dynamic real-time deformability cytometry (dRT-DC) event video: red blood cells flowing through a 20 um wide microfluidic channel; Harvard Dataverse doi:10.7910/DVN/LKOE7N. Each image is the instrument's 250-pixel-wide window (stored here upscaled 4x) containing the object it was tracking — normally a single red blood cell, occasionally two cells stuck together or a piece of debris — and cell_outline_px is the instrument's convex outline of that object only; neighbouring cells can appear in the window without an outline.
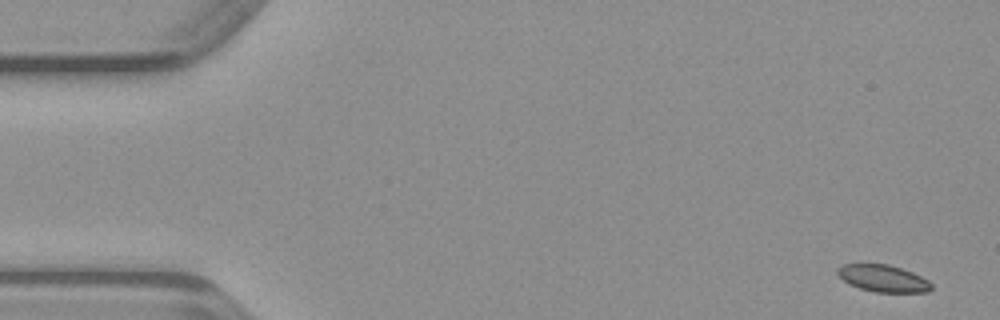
{"species": "common noctule bat (a hibernating species)", "species_latin": "Nyctalus noctula", "temperature_condition": "warm", "stored_images_in_passage": 49, "camera_frame_rate_fps": 3000, "um_per_image_px": 0.085, "animal": {"sex": "male", "body_mass_g": 23.1, "forearm_length_mm": 52.7}, "frame": {"image": 1, "passage_image": 1, "time_ms": 0.0, "image_size_px": [1000, 320], "cell_outline_px": [[932, 288], [928, 292], [876, 292], [860, 288], [848, 284], [836, 272], [836, 268], [844, 264], [888, 264], [912, 272], [928, 280], [932, 284]], "centroid_in_image_um": [75.06, 23.66], "position_along_channel_um": 9.9, "area_um2": 14.68}}
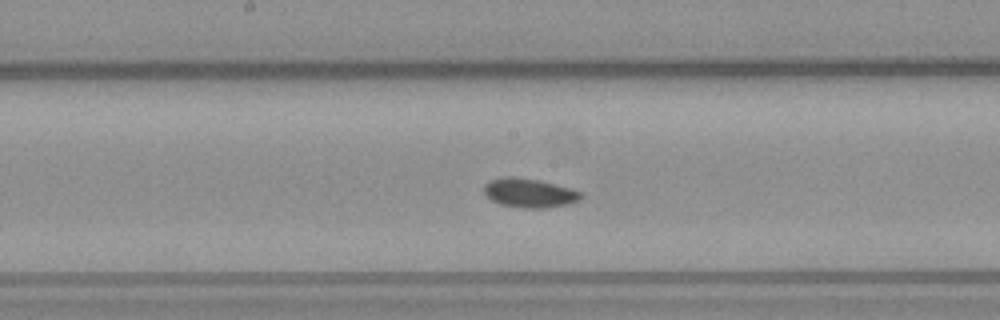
{"frame": {"image": 2, "passage_image": 24, "time_ms": 7.667, "image_size_px": [1000, 320], "cell_outline_px": [[584, 196], [580, 200], [572, 204], [548, 208], [520, 208], [500, 204], [492, 200], [484, 192], [484, 184], [488, 180], [500, 176], [512, 176], [536, 180], [572, 188], [580, 192]], "centroid_in_image_um": [45.01, 16.41], "position_along_channel_um": 203.2, "area_um2": 16.7}}
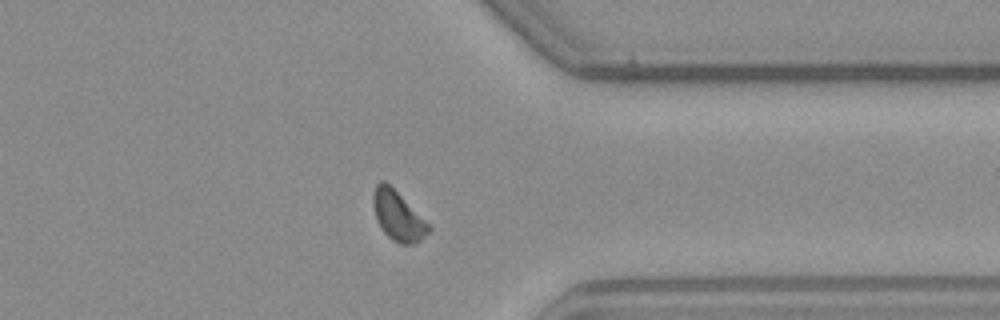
{"frame": {"image": 3, "passage_image": 37, "time_ms": 12.0, "image_size_px": [1000, 320], "cell_outline_px": [[432, 228], [420, 240], [412, 244], [400, 244], [392, 240], [384, 232], [376, 216], [372, 204], [372, 196], [376, 184], [380, 180], [384, 180], [432, 224]], "centroid_in_image_um": [33.86, 18.33], "position_along_channel_um": 377.5, "area_um2": 16.07}}